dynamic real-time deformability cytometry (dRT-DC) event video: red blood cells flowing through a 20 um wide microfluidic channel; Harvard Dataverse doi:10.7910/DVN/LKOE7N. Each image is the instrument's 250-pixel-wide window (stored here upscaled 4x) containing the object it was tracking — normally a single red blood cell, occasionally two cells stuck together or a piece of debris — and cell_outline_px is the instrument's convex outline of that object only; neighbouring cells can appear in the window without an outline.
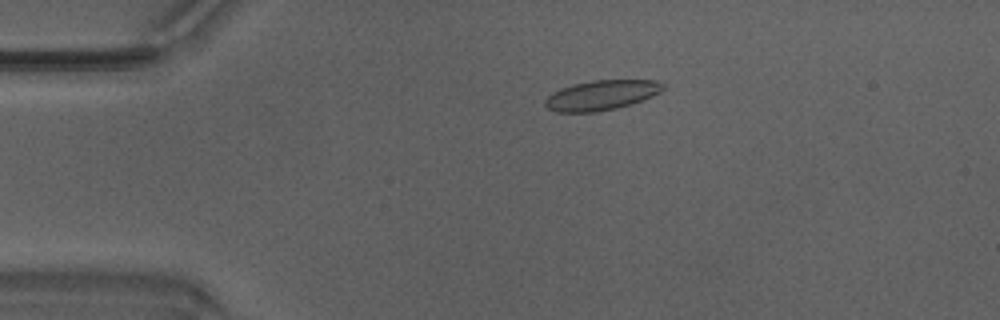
{"species": "Egyptian fruit bat (a non-hibernating species)", "species_latin": "Rousettus aegyptiacus", "temperature_condition": "warm", "stored_images_in_passage": 40, "camera_frame_rate_fps": 3000, "um_per_image_px": 0.085, "animal": {"sex": "male"}, "frame": {"image": 1, "passage_image": 1, "time_ms": 0.0, "image_size_px": [1000, 320], "cell_outline_px": [[664, 88], [660, 92], [652, 96], [616, 108], [596, 112], [556, 112], [548, 108], [544, 104], [544, 100], [552, 92], [572, 84], [592, 80], [656, 80], [664, 84]], "centroid_in_image_um": [51.09, 8.08], "position_along_channel_um": 33.9, "area_um2": 20.4}}
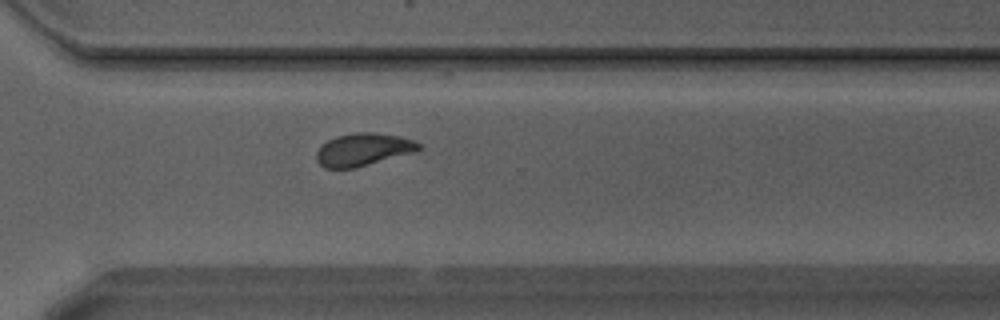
{"frame": {"image": 2, "passage_image": 26, "time_ms": 8.333, "image_size_px": [1000, 320], "cell_outline_px": [[420, 148], [416, 152], [356, 168], [324, 168], [316, 160], [316, 152], [328, 140], [336, 136], [360, 132], [372, 132], [400, 136], [412, 140], [420, 144]], "centroid_in_image_um": [30.88, 12.72], "position_along_channel_um": 339.7, "area_um2": 19.42}}
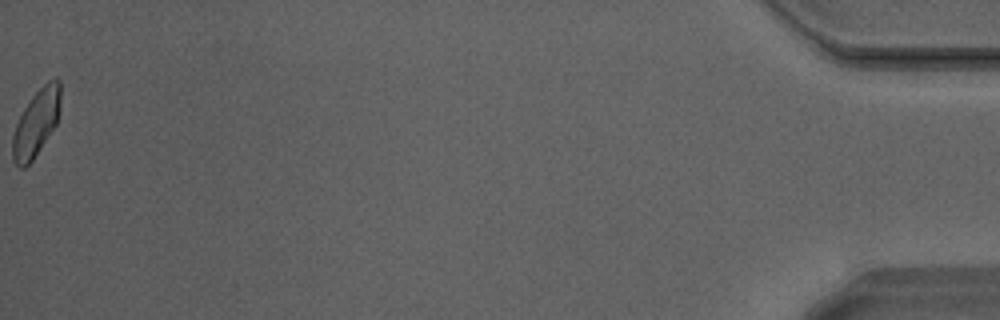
{"frame": {"image": 3, "passage_image": 40, "time_ms": 13.0, "image_size_px": [1000, 320], "cell_outline_px": [[60, 112], [56, 124], [32, 160], [24, 168], [20, 168], [12, 160], [12, 136], [16, 124], [24, 108], [32, 96], [48, 80], [56, 76], [60, 80]], "centroid_in_image_um": [3.08, 10.42], "position_along_channel_um": 432.1, "area_um2": 18.55}, "authors_computed_cell_mechanics": {"area_um2": 19.4208, "velocity_mm_per_s": 4.2143, "shape_relaxation_time_tau1_ms": null, "shape_relaxation_time_tau2_ms": 1.4648, "deformation_change_tau1": null, "deformation_change_tau2": 0.0806}}